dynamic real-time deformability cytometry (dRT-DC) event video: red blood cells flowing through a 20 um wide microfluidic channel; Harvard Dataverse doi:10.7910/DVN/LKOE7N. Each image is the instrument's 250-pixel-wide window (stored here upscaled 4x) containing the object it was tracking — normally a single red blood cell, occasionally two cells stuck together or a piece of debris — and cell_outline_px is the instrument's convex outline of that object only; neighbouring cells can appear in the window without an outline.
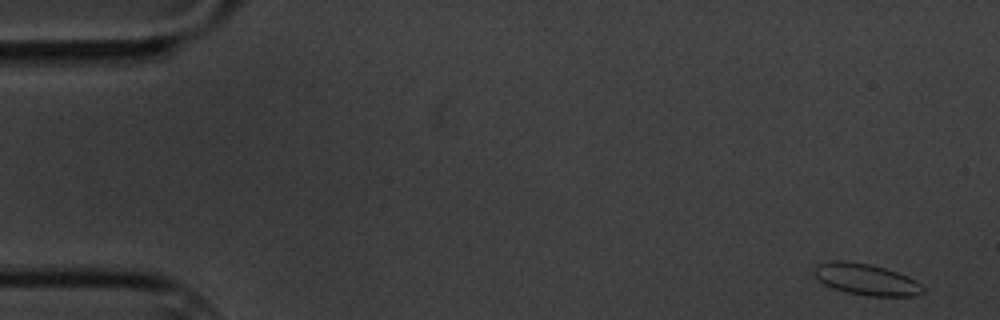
{"species": "common noctule bat (a hibernating species)", "species_latin": "Nyctalus noctula", "temperature_condition": "cold", "stored_images_in_passage": 13, "camera_frame_rate_fps": 3000, "um_per_image_px": 0.085, "animal": {"sex": "male", "body_mass_g": 20.1, "forearm_length_mm": 53.5}, "frame": {"image": 1, "passage_image": 1, "time_ms": 0.0, "image_size_px": [1000, 320], "cell_outline_px": [[924, 292], [916, 296], [868, 296], [848, 292], [824, 284], [812, 272], [816, 264], [828, 260], [844, 260], [872, 264], [908, 276], [916, 280], [924, 288]], "centroid_in_image_um": [73.62, 23.73], "position_along_channel_um": 11.4, "area_um2": 19.94}}
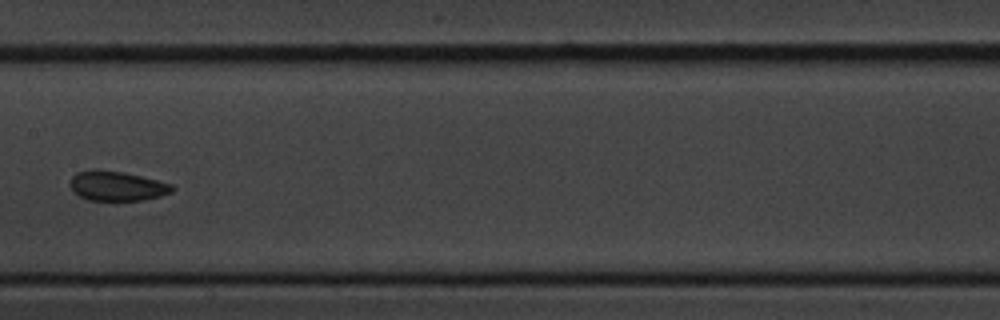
{"frame": {"image": 2, "passage_image": 8, "time_ms": 9.0, "image_size_px": [1000, 320], "cell_outline_px": [[176, 188], [172, 192], [160, 196], [144, 200], [88, 200], [80, 196], [68, 184], [72, 176], [76, 172], [92, 168], [96, 168], [124, 172], [172, 184]], "centroid_in_image_um": [9.92, 15.79], "position_along_channel_um": 197.5, "area_um2": 17.8}}
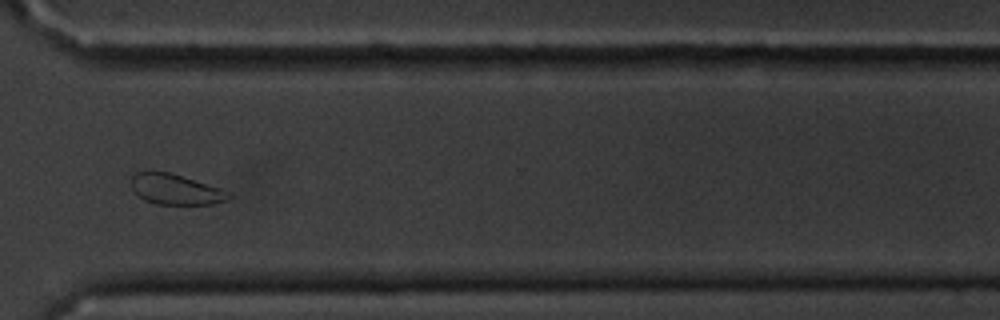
{"frame": {"image": 3, "passage_image": 12, "time_ms": 13.667, "image_size_px": [1000, 320], "cell_outline_px": [[232, 196], [228, 200], [212, 204], [156, 204], [144, 200], [132, 188], [132, 176], [136, 172], [168, 172], [220, 188], [232, 192]], "centroid_in_image_um": [14.97, 16.11], "position_along_channel_um": 355.6, "area_um2": 17.05}, "authors_computed_cell_mechanics": {"area_um2": 18.3804, "velocity_mm_per_s": 3.3999, "shape_relaxation_time_tau1_ms": 4.3634, "shape_relaxation_time_tau2_ms": 3.3431, "deformation_change_tau1": 0.0575, "deformation_change_tau2": 0.0835}}